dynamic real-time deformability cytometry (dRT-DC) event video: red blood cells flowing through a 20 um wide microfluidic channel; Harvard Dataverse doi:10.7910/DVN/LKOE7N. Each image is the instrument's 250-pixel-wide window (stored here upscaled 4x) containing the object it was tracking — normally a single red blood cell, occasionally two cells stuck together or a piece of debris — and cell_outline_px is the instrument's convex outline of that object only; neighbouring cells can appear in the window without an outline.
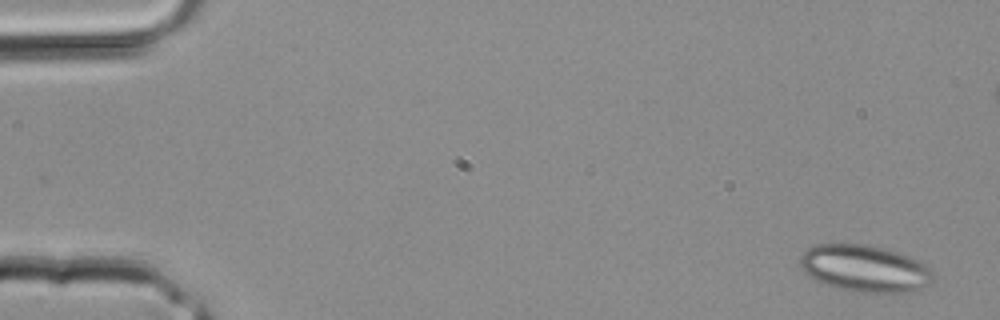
{"species": "common noctule bat (a hibernating species)", "species_latin": "Nyctalus noctula", "temperature_condition": "room temperature", "stored_images_in_passage": 3, "camera_frame_rate_fps": 3000, "um_per_image_px": 0.085, "animal": {"sex": "male", "body_mass_g": 20.4}, "frame": {"image": 1, "passage_image": 3, "time_ms": 0.667, "image_size_px": [1000, 320], "cell_outline_px": [[932, 280], [928, 284], [920, 288], [908, 292], [864, 292], [836, 288], [816, 280], [808, 276], [804, 272], [800, 264], [800, 256], [808, 248], [816, 244], [868, 244], [884, 248], [912, 256], [920, 260], [932, 272]], "centroid_in_image_um": [73.49, 22.8], "position_along_channel_um": 11.5, "area_um2": 36.24}}